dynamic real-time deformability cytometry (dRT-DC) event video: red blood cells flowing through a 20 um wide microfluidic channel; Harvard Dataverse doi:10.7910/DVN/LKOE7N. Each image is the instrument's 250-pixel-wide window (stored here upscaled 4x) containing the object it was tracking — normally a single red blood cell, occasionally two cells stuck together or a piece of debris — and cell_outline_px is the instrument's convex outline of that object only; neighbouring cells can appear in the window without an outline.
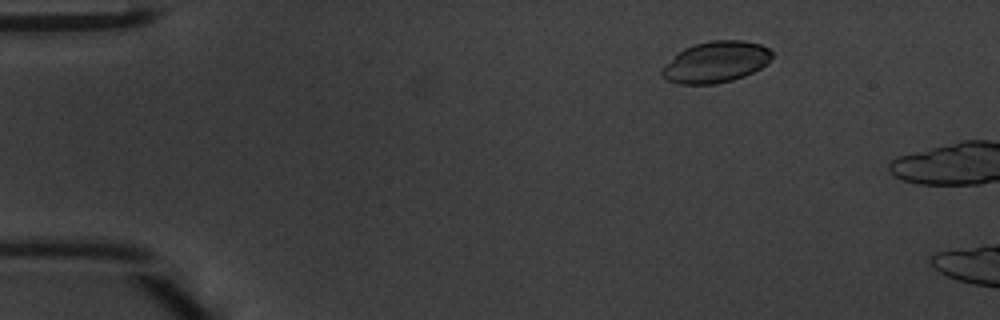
{"species": "common noctule bat (a hibernating species)", "species_latin": "Nyctalus noctula", "temperature_condition": "warm", "stored_images_in_passage": 5, "camera_frame_rate_fps": 3000, "um_per_image_px": 0.085, "animal": {"sex": "male", "body_mass_g": 20.1, "forearm_length_mm": 53.5}, "frame": {"image": 1, "passage_image": 2, "time_ms": 0.333, "image_size_px": [1000, 320], "cell_outline_px": [[772, 56], [768, 64], [744, 76], [732, 80], [716, 84], [680, 84], [668, 80], [660, 76], [660, 68], [676, 52], [684, 48], [696, 44], [712, 40], [740, 40], [760, 44], [768, 48], [772, 52]], "centroid_in_image_um": [60.8, 5.27], "position_along_channel_um": 24.2, "area_um2": 26.65}}